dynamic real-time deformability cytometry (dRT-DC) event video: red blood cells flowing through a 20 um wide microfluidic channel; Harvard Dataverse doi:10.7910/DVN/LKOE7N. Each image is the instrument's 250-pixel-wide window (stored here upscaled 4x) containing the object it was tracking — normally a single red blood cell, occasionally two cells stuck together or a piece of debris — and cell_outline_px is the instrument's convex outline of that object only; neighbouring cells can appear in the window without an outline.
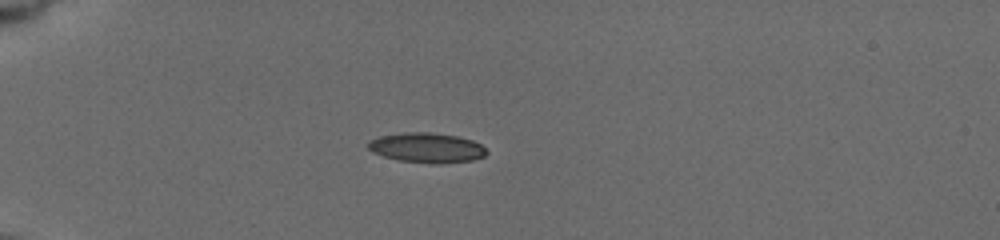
{"species": "common noctule bat (a hibernating species)", "species_latin": "Nyctalus noctula", "temperature_condition": "cold", "stored_images_in_passage": 8, "camera_frame_rate_fps": 3000, "um_per_image_px": 0.085, "animal": {"sex": "female", "body_mass_g": 19.5, "forearm_length_mm": 54.1}, "frame": {"image": 1, "passage_image": 6, "time_ms": 5.333, "image_size_px": [1000, 240], "cell_outline_px": [[488, 152], [484, 156], [472, 160], [440, 164], [432, 164], [396, 160], [372, 152], [368, 148], [368, 140], [380, 136], [404, 132], [428, 132], [456, 136], [472, 140], [480, 144]], "centroid_in_image_um": [36.25, 12.56], "position_along_channel_um": 48.8, "area_um2": 20.69}}
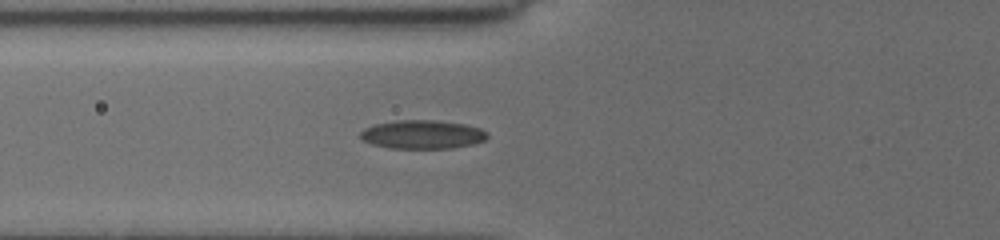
{"frame": {"image": 2, "passage_image": 8, "time_ms": 7.333, "image_size_px": [1000, 240], "cell_outline_px": [[488, 136], [484, 140], [472, 144], [452, 148], [392, 148], [372, 144], [364, 140], [360, 136], [360, 132], [364, 128], [372, 124], [396, 120], [436, 120], [464, 124], [480, 128], [488, 132]], "centroid_in_image_um": [35.9, 11.42], "position_along_channel_um": 89.9, "area_um2": 21.21}}